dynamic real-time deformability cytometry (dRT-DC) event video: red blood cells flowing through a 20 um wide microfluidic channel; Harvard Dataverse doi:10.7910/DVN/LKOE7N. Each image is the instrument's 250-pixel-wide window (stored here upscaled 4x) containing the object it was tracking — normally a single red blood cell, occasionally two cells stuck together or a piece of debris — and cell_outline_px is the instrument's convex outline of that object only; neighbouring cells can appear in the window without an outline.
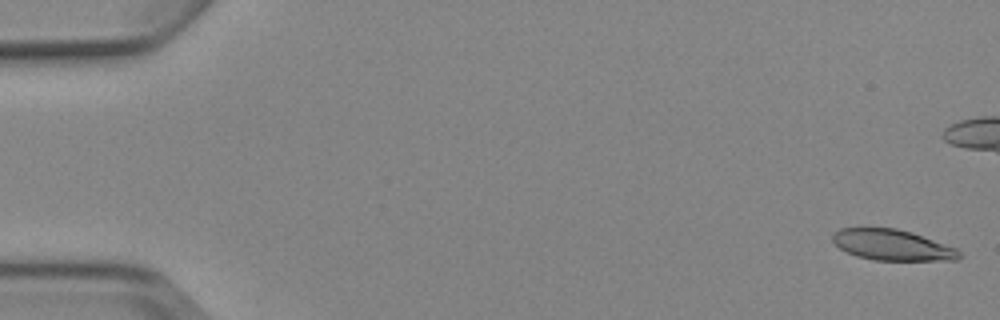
{"species": "Egyptian fruit bat (a non-hibernating species)", "species_latin": "Rousettus aegyptiacus", "temperature_condition": "cold", "stored_images_in_passage": 7, "camera_frame_rate_fps": 3000, "um_per_image_px": 0.085, "animal": {"sex": "female"}, "frame": {"image": 1, "passage_image": 1, "time_ms": 0.0, "image_size_px": [1000, 320], "cell_outline_px": [[960, 260], [872, 260], [856, 256], [840, 248], [832, 240], [832, 236], [840, 228], [896, 228], [912, 232], [956, 248], [960, 252]], "centroid_in_image_um": [75.85, 20.83], "position_along_channel_um": 9.1, "area_um2": 22.6}}